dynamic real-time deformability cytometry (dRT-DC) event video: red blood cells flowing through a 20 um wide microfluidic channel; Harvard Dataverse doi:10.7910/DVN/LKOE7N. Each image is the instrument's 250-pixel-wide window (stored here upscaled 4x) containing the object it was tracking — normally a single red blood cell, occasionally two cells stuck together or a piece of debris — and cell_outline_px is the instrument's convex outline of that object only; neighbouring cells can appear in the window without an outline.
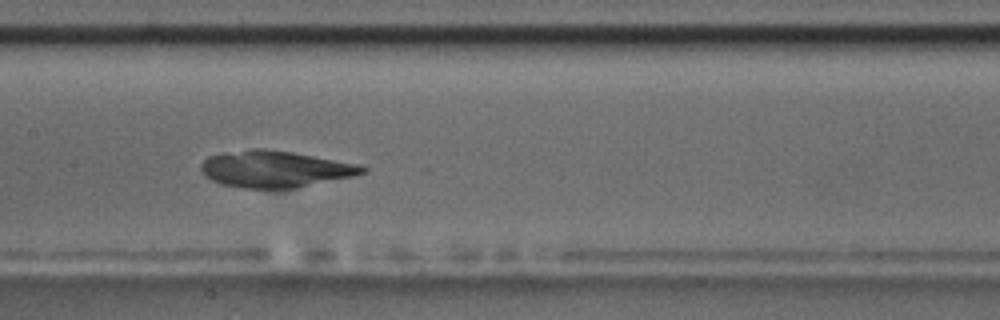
{"species": "common noctule bat (a hibernating species)", "species_latin": "Nyctalus noctula", "temperature_condition": "room temperature", "stored_images_in_passage": 19, "camera_frame_rate_fps": 3000, "um_per_image_px": 0.085, "animal": {"sex": "male", "body_mass_g": 17.5, "forearm_length_mm": 52.3}, "frame": {"image": 1, "passage_image": 16, "time_ms": 5.0, "image_size_px": [1000, 320], "cell_outline_px": [[368, 172], [352, 176], [296, 188], [244, 188], [220, 184], [212, 180], [200, 168], [200, 164], [208, 156], [224, 152], [248, 148], [264, 148], [292, 152], [356, 164], [368, 168]], "centroid_in_image_um": [23.35, 14.36], "position_along_channel_um": 184.1, "area_um2": 34.28}}